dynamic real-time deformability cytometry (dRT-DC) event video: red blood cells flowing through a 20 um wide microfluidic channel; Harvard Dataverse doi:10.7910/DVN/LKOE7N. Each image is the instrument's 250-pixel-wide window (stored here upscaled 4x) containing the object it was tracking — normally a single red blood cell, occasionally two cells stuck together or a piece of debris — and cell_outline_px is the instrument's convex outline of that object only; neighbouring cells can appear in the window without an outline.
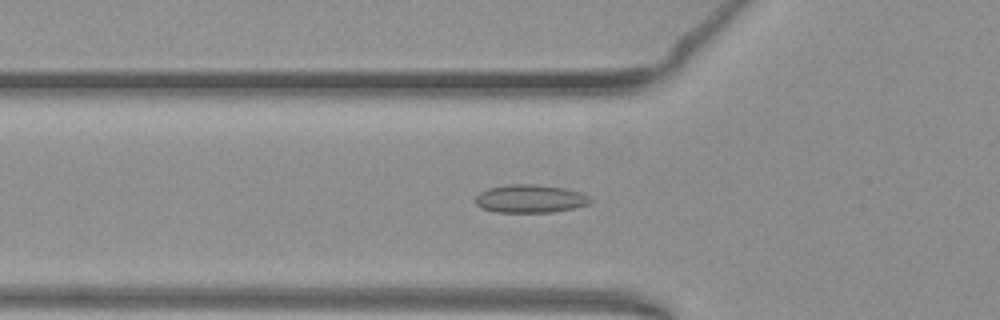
{"species": "common noctule bat (a hibernating species)", "species_latin": "Nyctalus noctula", "temperature_condition": "warm", "stored_images_in_passage": 53, "camera_frame_rate_fps": 3000, "um_per_image_px": 0.085, "animal": {"sex": "female", "body_mass_g": 19.3, "forearm_length_mm": 54.1}, "frame": {"image": 1, "passage_image": 18, "time_ms": 5.667, "image_size_px": [1000, 320], "cell_outline_px": [[592, 200], [588, 204], [572, 208], [552, 212], [496, 212], [480, 208], [476, 204], [476, 196], [480, 192], [488, 188], [508, 184], [532, 184], [564, 188], [580, 192], [588, 196]], "centroid_in_image_um": [45.03, 16.89], "position_along_channel_um": 80.8, "area_um2": 18.73}}
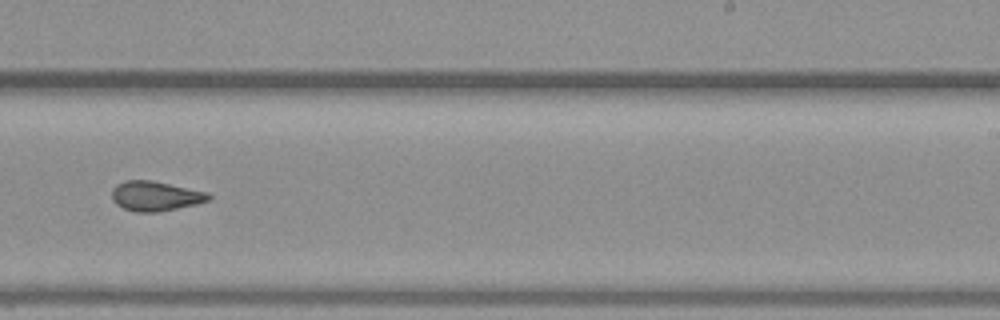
{"frame": {"image": 2, "passage_image": 33, "time_ms": 10.667, "image_size_px": [1000, 320], "cell_outline_px": [[212, 200], [196, 204], [156, 212], [136, 212], [124, 208], [116, 204], [112, 200], [112, 188], [116, 184], [124, 180], [152, 180], [208, 192], [212, 196]], "centroid_in_image_um": [13.21, 16.65], "position_along_channel_um": 275.8, "area_um2": 16.88}}
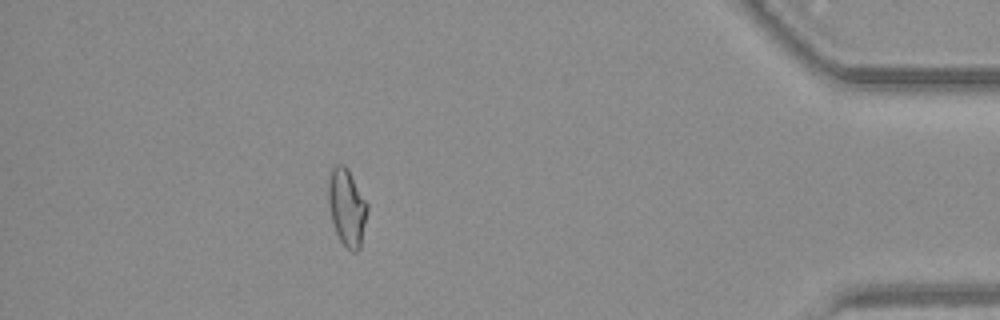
{"frame": {"image": 3, "passage_image": 47, "time_ms": 15.333, "image_size_px": [1000, 320], "cell_outline_px": [[368, 208], [360, 248], [356, 252], [352, 252], [340, 240], [336, 232], [332, 220], [328, 204], [328, 180], [332, 168], [336, 164], [344, 164], [348, 168], [368, 204]], "centroid_in_image_um": [29.48, 17.59], "position_along_channel_um": 405.7, "area_um2": 17.51}, "authors_computed_cell_mechanics": {"area_um2": 17.629, "velocity_mm_per_s": 3.8876, "shape_relaxation_time_tau1_ms": null, "shape_relaxation_time_tau2_ms": 1.6106, "deformation_change_tau1": null, "deformation_change_tau2": 0.0688}}